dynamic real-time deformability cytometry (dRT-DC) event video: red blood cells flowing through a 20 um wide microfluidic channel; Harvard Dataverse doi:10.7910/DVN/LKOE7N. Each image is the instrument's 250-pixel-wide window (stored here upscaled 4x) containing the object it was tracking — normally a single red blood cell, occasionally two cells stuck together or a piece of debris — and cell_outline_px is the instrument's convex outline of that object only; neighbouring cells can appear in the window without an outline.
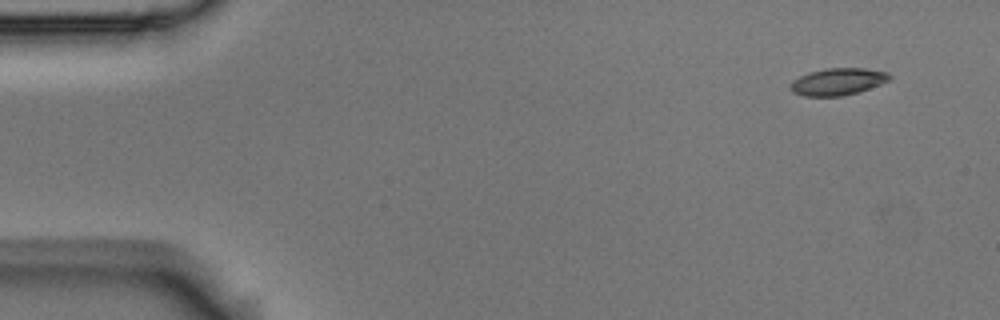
{"species": "Egyptian fruit bat (a non-hibernating species)", "species_latin": "Rousettus aegyptiacus", "temperature_condition": "room temperature", "stored_images_in_passage": 8, "camera_frame_rate_fps": 3000, "um_per_image_px": 0.085, "animal": {"sex": "male"}, "frame": {"image": 1, "passage_image": 1, "time_ms": 0.0, "image_size_px": [1000, 320], "cell_outline_px": [[892, 76], [888, 80], [880, 84], [856, 92], [840, 96], [804, 96], [792, 92], [788, 88], [792, 80], [808, 72], [828, 68], [864, 68], [888, 72]], "centroid_in_image_um": [71.16, 6.93], "position_along_channel_um": 13.8, "area_um2": 15.55}}
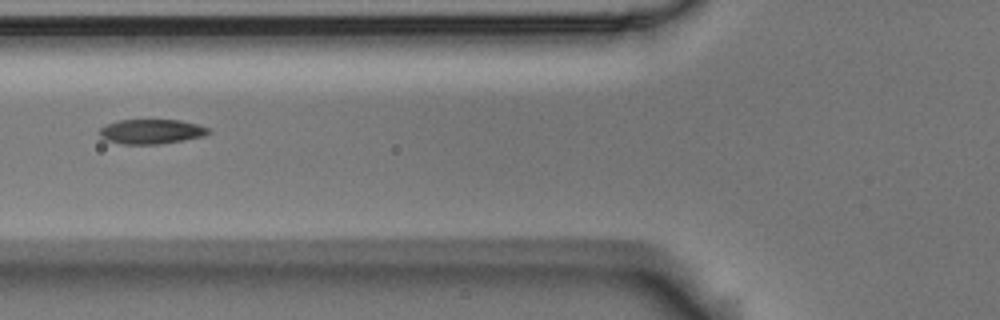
{"frame": {"image": 2, "passage_image": 6, "time_ms": 1.667, "image_size_px": [1000, 320], "cell_outline_px": [[212, 132], [204, 136], [184, 140], [160, 144], [124, 144], [108, 140], [100, 136], [100, 128], [108, 124], [120, 120], [180, 120], [212, 128]], "centroid_in_image_um": [12.94, 11.18], "position_along_channel_um": 112.9, "area_um2": 15.61}}
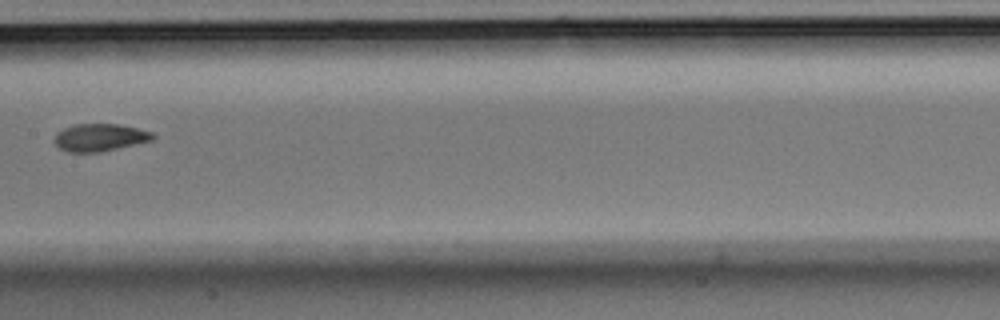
{"frame": {"image": 3, "passage_image": 8, "time_ms": 2.333, "image_size_px": [1000, 320], "cell_outline_px": [[156, 136], [152, 140], [100, 152], [68, 152], [60, 148], [52, 140], [56, 132], [64, 128], [76, 124], [120, 124], [152, 132]], "centroid_in_image_um": [8.45, 11.68], "position_along_channel_um": 198.9, "area_um2": 15.72}}